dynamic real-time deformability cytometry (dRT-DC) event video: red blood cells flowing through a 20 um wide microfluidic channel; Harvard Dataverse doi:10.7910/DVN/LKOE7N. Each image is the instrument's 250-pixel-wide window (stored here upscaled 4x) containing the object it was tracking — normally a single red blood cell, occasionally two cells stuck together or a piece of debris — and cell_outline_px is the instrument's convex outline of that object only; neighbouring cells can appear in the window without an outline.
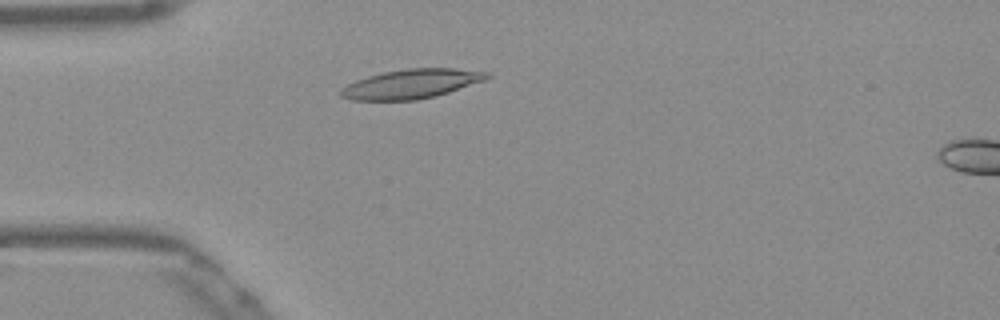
{"species": "Egyptian fruit bat (a non-hibernating species)", "species_latin": "Rousettus aegyptiacus", "temperature_condition": "warm", "stored_images_in_passage": 29, "camera_frame_rate_fps": 3000, "um_per_image_px": 0.085, "frame": {"image": 1, "passage_image": 1, "time_ms": 0.0, "image_size_px": [1000, 320], "cell_outline_px": [[492, 76], [484, 80], [436, 96], [416, 100], [352, 100], [340, 96], [340, 92], [348, 84], [356, 80], [368, 76], [384, 72], [408, 68], [452, 68], [492, 72]], "centroid_in_image_um": [35.0, 7.12], "position_along_channel_um": 50.0, "area_um2": 24.8}}
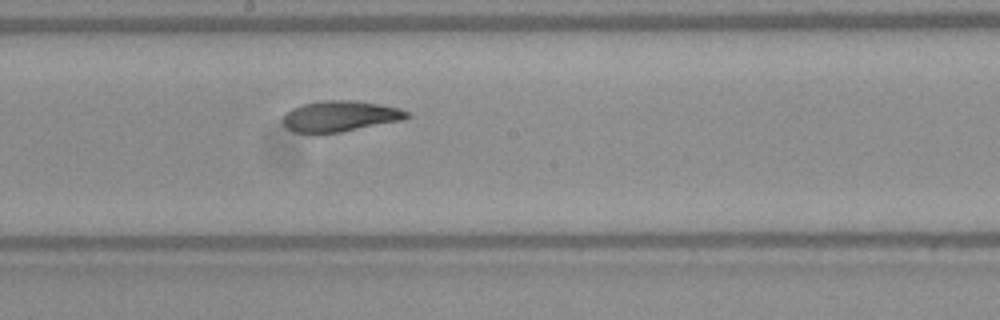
{"frame": {"image": 2, "passage_image": 15, "time_ms": 4.667, "image_size_px": [1000, 320], "cell_outline_px": [[412, 116], [404, 120], [340, 132], [292, 132], [280, 120], [292, 108], [304, 104], [320, 100], [356, 100], [380, 104], [400, 108], [412, 112]], "centroid_in_image_um": [28.98, 9.86], "position_along_channel_um": 219.2, "area_um2": 22.37}}
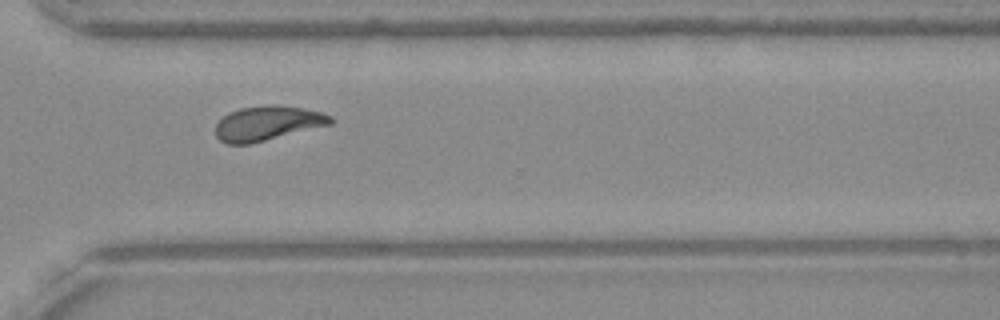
{"frame": {"image": 3, "passage_image": 25, "time_ms": 8.0, "image_size_px": [1000, 320], "cell_outline_px": [[336, 120], [332, 124], [248, 144], [228, 144], [220, 140], [216, 136], [216, 124], [228, 112], [240, 108], [304, 108], [320, 112], [332, 116]], "centroid_in_image_um": [22.74, 10.52], "position_along_channel_um": 347.9, "area_um2": 22.14}, "authors_computed_cell_mechanics": {"area_um2": 22.6576, "velocity_mm_per_s": 3.8666, "shape_relaxation_time_tau1_ms": 6.6318, "shape_relaxation_time_tau2_ms": 4.3255, "deformation_change_tau1": 0.1914, "deformation_change_tau2": 0.1048}}